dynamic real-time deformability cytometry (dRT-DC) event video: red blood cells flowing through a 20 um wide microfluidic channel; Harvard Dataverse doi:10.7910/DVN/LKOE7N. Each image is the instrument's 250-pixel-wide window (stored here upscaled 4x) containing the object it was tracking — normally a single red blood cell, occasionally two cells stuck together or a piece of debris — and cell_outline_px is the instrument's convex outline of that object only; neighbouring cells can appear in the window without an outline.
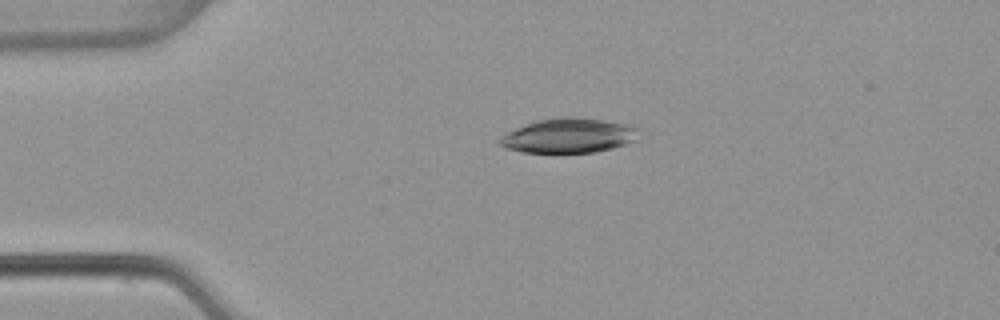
{"species": "common noctule bat (a hibernating species)", "species_latin": "Nyctalus noctula", "temperature_condition": "warm", "stored_images_in_passage": 4, "camera_frame_rate_fps": 3000, "um_per_image_px": 0.085, "animal": {"sex": "female", "body_mass_g": 22.7, "forearm_length_mm": 54.2}, "frame": {"image": 1, "passage_image": 3, "time_ms": 0.667, "image_size_px": [1000, 320], "cell_outline_px": [[640, 128], [636, 140], [612, 148], [596, 152], [560, 156], [552, 156], [520, 152], [508, 148], [500, 144], [496, 140], [500, 136], [516, 128], [536, 120], [568, 116], [572, 116], [604, 120], [628, 124]], "centroid_in_image_um": [48.31, 11.58], "position_along_channel_um": 36.7, "area_um2": 29.25}}